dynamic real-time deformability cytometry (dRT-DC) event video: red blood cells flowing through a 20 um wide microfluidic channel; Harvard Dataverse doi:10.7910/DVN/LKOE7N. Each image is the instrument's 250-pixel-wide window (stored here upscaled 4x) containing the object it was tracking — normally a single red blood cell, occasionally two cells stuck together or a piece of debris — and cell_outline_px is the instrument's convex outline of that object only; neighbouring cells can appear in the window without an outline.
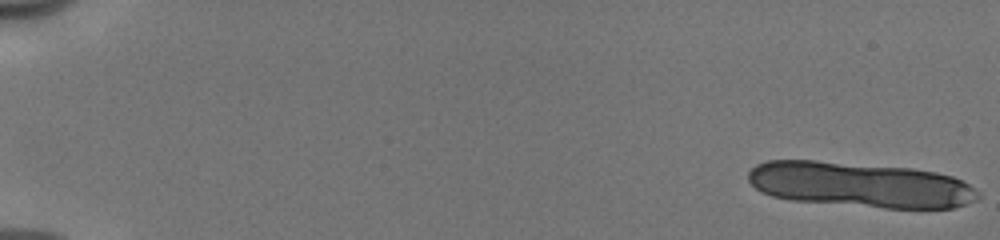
{"species": "human", "species_latin": "Homo sapiens", "temperature_condition": "cold", "stored_images_in_passage": 15, "camera_frame_rate_fps": 3000, "um_per_image_px": 0.085, "donor": {"sex": "male"}, "frame": {"image": 1, "passage_image": 1, "time_ms": 0.0, "image_size_px": [1000, 240], "cell_outline_px": [[980, 196], [976, 200], [952, 208], [884, 208], [792, 200], [772, 196], [760, 192], [748, 180], [748, 172], [756, 164], [768, 160], [816, 160], [912, 168], [936, 172], [952, 176], [968, 184], [980, 192]], "centroid_in_image_um": [73.1, 15.7], "position_along_channel_um": 11.9, "area_um2": 60.75}}